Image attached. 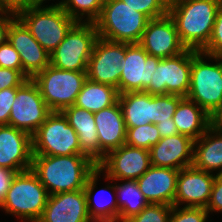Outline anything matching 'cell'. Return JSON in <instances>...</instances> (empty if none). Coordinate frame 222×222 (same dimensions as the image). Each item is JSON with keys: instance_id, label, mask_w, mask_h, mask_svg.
<instances>
[{"instance_id": "cell-11", "label": "cell", "mask_w": 222, "mask_h": 222, "mask_svg": "<svg viewBox=\"0 0 222 222\" xmlns=\"http://www.w3.org/2000/svg\"><path fill=\"white\" fill-rule=\"evenodd\" d=\"M51 112L37 85L32 79H27L20 87H16L9 125L32 136Z\"/></svg>"}, {"instance_id": "cell-47", "label": "cell", "mask_w": 222, "mask_h": 222, "mask_svg": "<svg viewBox=\"0 0 222 222\" xmlns=\"http://www.w3.org/2000/svg\"><path fill=\"white\" fill-rule=\"evenodd\" d=\"M177 1H179V0H165V2H166L168 5H171V4H173V3L177 2Z\"/></svg>"}, {"instance_id": "cell-23", "label": "cell", "mask_w": 222, "mask_h": 222, "mask_svg": "<svg viewBox=\"0 0 222 222\" xmlns=\"http://www.w3.org/2000/svg\"><path fill=\"white\" fill-rule=\"evenodd\" d=\"M61 112L77 133L81 151L98 164L99 139L94 113L75 105L66 107Z\"/></svg>"}, {"instance_id": "cell-38", "label": "cell", "mask_w": 222, "mask_h": 222, "mask_svg": "<svg viewBox=\"0 0 222 222\" xmlns=\"http://www.w3.org/2000/svg\"><path fill=\"white\" fill-rule=\"evenodd\" d=\"M16 98V87L0 91V125H9L12 104Z\"/></svg>"}, {"instance_id": "cell-5", "label": "cell", "mask_w": 222, "mask_h": 222, "mask_svg": "<svg viewBox=\"0 0 222 222\" xmlns=\"http://www.w3.org/2000/svg\"><path fill=\"white\" fill-rule=\"evenodd\" d=\"M149 18L120 0H104L94 22L98 37L114 42L139 43Z\"/></svg>"}, {"instance_id": "cell-32", "label": "cell", "mask_w": 222, "mask_h": 222, "mask_svg": "<svg viewBox=\"0 0 222 222\" xmlns=\"http://www.w3.org/2000/svg\"><path fill=\"white\" fill-rule=\"evenodd\" d=\"M182 98L174 94L152 95V124L173 121L172 117Z\"/></svg>"}, {"instance_id": "cell-8", "label": "cell", "mask_w": 222, "mask_h": 222, "mask_svg": "<svg viewBox=\"0 0 222 222\" xmlns=\"http://www.w3.org/2000/svg\"><path fill=\"white\" fill-rule=\"evenodd\" d=\"M98 32L93 22H76L50 54V65L69 71H87Z\"/></svg>"}, {"instance_id": "cell-26", "label": "cell", "mask_w": 222, "mask_h": 222, "mask_svg": "<svg viewBox=\"0 0 222 222\" xmlns=\"http://www.w3.org/2000/svg\"><path fill=\"white\" fill-rule=\"evenodd\" d=\"M192 165L197 169L216 175L222 174V133L210 127L194 141ZM218 173H217V172Z\"/></svg>"}, {"instance_id": "cell-22", "label": "cell", "mask_w": 222, "mask_h": 222, "mask_svg": "<svg viewBox=\"0 0 222 222\" xmlns=\"http://www.w3.org/2000/svg\"><path fill=\"white\" fill-rule=\"evenodd\" d=\"M99 139V162L110 151L121 147L126 140V124L120 103L94 113Z\"/></svg>"}, {"instance_id": "cell-25", "label": "cell", "mask_w": 222, "mask_h": 222, "mask_svg": "<svg viewBox=\"0 0 222 222\" xmlns=\"http://www.w3.org/2000/svg\"><path fill=\"white\" fill-rule=\"evenodd\" d=\"M179 134L199 139L210 127L211 117L196 102L183 97L172 117Z\"/></svg>"}, {"instance_id": "cell-44", "label": "cell", "mask_w": 222, "mask_h": 222, "mask_svg": "<svg viewBox=\"0 0 222 222\" xmlns=\"http://www.w3.org/2000/svg\"><path fill=\"white\" fill-rule=\"evenodd\" d=\"M0 8L3 11L17 12L22 9V0H0Z\"/></svg>"}, {"instance_id": "cell-31", "label": "cell", "mask_w": 222, "mask_h": 222, "mask_svg": "<svg viewBox=\"0 0 222 222\" xmlns=\"http://www.w3.org/2000/svg\"><path fill=\"white\" fill-rule=\"evenodd\" d=\"M161 139L157 126L148 123L144 126L127 128L125 144L149 150Z\"/></svg>"}, {"instance_id": "cell-21", "label": "cell", "mask_w": 222, "mask_h": 222, "mask_svg": "<svg viewBox=\"0 0 222 222\" xmlns=\"http://www.w3.org/2000/svg\"><path fill=\"white\" fill-rule=\"evenodd\" d=\"M178 174V169L151 165L136 181L149 203L173 206Z\"/></svg>"}, {"instance_id": "cell-36", "label": "cell", "mask_w": 222, "mask_h": 222, "mask_svg": "<svg viewBox=\"0 0 222 222\" xmlns=\"http://www.w3.org/2000/svg\"><path fill=\"white\" fill-rule=\"evenodd\" d=\"M201 51L209 55L222 57V3L217 10L209 42Z\"/></svg>"}, {"instance_id": "cell-2", "label": "cell", "mask_w": 222, "mask_h": 222, "mask_svg": "<svg viewBox=\"0 0 222 222\" xmlns=\"http://www.w3.org/2000/svg\"><path fill=\"white\" fill-rule=\"evenodd\" d=\"M222 0H179L169 5L179 39L187 49L201 51L209 42Z\"/></svg>"}, {"instance_id": "cell-4", "label": "cell", "mask_w": 222, "mask_h": 222, "mask_svg": "<svg viewBox=\"0 0 222 222\" xmlns=\"http://www.w3.org/2000/svg\"><path fill=\"white\" fill-rule=\"evenodd\" d=\"M48 197L46 188L30 169L16 173L0 208L22 222H37L42 216Z\"/></svg>"}, {"instance_id": "cell-29", "label": "cell", "mask_w": 222, "mask_h": 222, "mask_svg": "<svg viewBox=\"0 0 222 222\" xmlns=\"http://www.w3.org/2000/svg\"><path fill=\"white\" fill-rule=\"evenodd\" d=\"M123 181V183H121ZM115 184V193L119 209L118 222H125L139 214L150 203L139 189L136 180H121Z\"/></svg>"}, {"instance_id": "cell-19", "label": "cell", "mask_w": 222, "mask_h": 222, "mask_svg": "<svg viewBox=\"0 0 222 222\" xmlns=\"http://www.w3.org/2000/svg\"><path fill=\"white\" fill-rule=\"evenodd\" d=\"M37 222H93L88 213L84 189L49 195Z\"/></svg>"}, {"instance_id": "cell-6", "label": "cell", "mask_w": 222, "mask_h": 222, "mask_svg": "<svg viewBox=\"0 0 222 222\" xmlns=\"http://www.w3.org/2000/svg\"><path fill=\"white\" fill-rule=\"evenodd\" d=\"M16 17L49 54L76 23L61 6H28L17 11Z\"/></svg>"}, {"instance_id": "cell-13", "label": "cell", "mask_w": 222, "mask_h": 222, "mask_svg": "<svg viewBox=\"0 0 222 222\" xmlns=\"http://www.w3.org/2000/svg\"><path fill=\"white\" fill-rule=\"evenodd\" d=\"M126 56V43L98 37L87 65V79L117 88L119 92L120 66Z\"/></svg>"}, {"instance_id": "cell-16", "label": "cell", "mask_w": 222, "mask_h": 222, "mask_svg": "<svg viewBox=\"0 0 222 222\" xmlns=\"http://www.w3.org/2000/svg\"><path fill=\"white\" fill-rule=\"evenodd\" d=\"M8 41L19 53L23 75L27 79H32L50 65V54L17 17L10 24Z\"/></svg>"}, {"instance_id": "cell-1", "label": "cell", "mask_w": 222, "mask_h": 222, "mask_svg": "<svg viewBox=\"0 0 222 222\" xmlns=\"http://www.w3.org/2000/svg\"><path fill=\"white\" fill-rule=\"evenodd\" d=\"M97 164L87 155H32L31 170L49 195L82 190Z\"/></svg>"}, {"instance_id": "cell-9", "label": "cell", "mask_w": 222, "mask_h": 222, "mask_svg": "<svg viewBox=\"0 0 222 222\" xmlns=\"http://www.w3.org/2000/svg\"><path fill=\"white\" fill-rule=\"evenodd\" d=\"M32 154L49 156L85 155L78 135L60 111H52L32 135Z\"/></svg>"}, {"instance_id": "cell-12", "label": "cell", "mask_w": 222, "mask_h": 222, "mask_svg": "<svg viewBox=\"0 0 222 222\" xmlns=\"http://www.w3.org/2000/svg\"><path fill=\"white\" fill-rule=\"evenodd\" d=\"M151 167L149 150L123 144L107 153L97 168L109 182L137 180Z\"/></svg>"}, {"instance_id": "cell-33", "label": "cell", "mask_w": 222, "mask_h": 222, "mask_svg": "<svg viewBox=\"0 0 222 222\" xmlns=\"http://www.w3.org/2000/svg\"><path fill=\"white\" fill-rule=\"evenodd\" d=\"M171 205L150 203L139 214L125 222H169Z\"/></svg>"}, {"instance_id": "cell-17", "label": "cell", "mask_w": 222, "mask_h": 222, "mask_svg": "<svg viewBox=\"0 0 222 222\" xmlns=\"http://www.w3.org/2000/svg\"><path fill=\"white\" fill-rule=\"evenodd\" d=\"M32 136L11 125H0V167L20 173L32 167Z\"/></svg>"}, {"instance_id": "cell-34", "label": "cell", "mask_w": 222, "mask_h": 222, "mask_svg": "<svg viewBox=\"0 0 222 222\" xmlns=\"http://www.w3.org/2000/svg\"><path fill=\"white\" fill-rule=\"evenodd\" d=\"M134 10L145 14L149 19H155L168 14L169 5L165 0H120Z\"/></svg>"}, {"instance_id": "cell-20", "label": "cell", "mask_w": 222, "mask_h": 222, "mask_svg": "<svg viewBox=\"0 0 222 222\" xmlns=\"http://www.w3.org/2000/svg\"><path fill=\"white\" fill-rule=\"evenodd\" d=\"M194 141L189 136L176 134L161 138L149 149L151 165L181 170L193 163Z\"/></svg>"}, {"instance_id": "cell-37", "label": "cell", "mask_w": 222, "mask_h": 222, "mask_svg": "<svg viewBox=\"0 0 222 222\" xmlns=\"http://www.w3.org/2000/svg\"><path fill=\"white\" fill-rule=\"evenodd\" d=\"M0 67L19 70L23 74L19 53L8 40L0 45Z\"/></svg>"}, {"instance_id": "cell-43", "label": "cell", "mask_w": 222, "mask_h": 222, "mask_svg": "<svg viewBox=\"0 0 222 222\" xmlns=\"http://www.w3.org/2000/svg\"><path fill=\"white\" fill-rule=\"evenodd\" d=\"M156 126L159 130L161 138L178 134L176 125L173 121L159 122L158 124H156Z\"/></svg>"}, {"instance_id": "cell-46", "label": "cell", "mask_w": 222, "mask_h": 222, "mask_svg": "<svg viewBox=\"0 0 222 222\" xmlns=\"http://www.w3.org/2000/svg\"><path fill=\"white\" fill-rule=\"evenodd\" d=\"M43 2L46 3V0H22V8L28 6H42L44 4ZM64 2L65 0H61L59 1V3L56 4L52 3L51 6H61Z\"/></svg>"}, {"instance_id": "cell-39", "label": "cell", "mask_w": 222, "mask_h": 222, "mask_svg": "<svg viewBox=\"0 0 222 222\" xmlns=\"http://www.w3.org/2000/svg\"><path fill=\"white\" fill-rule=\"evenodd\" d=\"M27 78L19 71L0 67V91L11 87H20Z\"/></svg>"}, {"instance_id": "cell-18", "label": "cell", "mask_w": 222, "mask_h": 222, "mask_svg": "<svg viewBox=\"0 0 222 222\" xmlns=\"http://www.w3.org/2000/svg\"><path fill=\"white\" fill-rule=\"evenodd\" d=\"M216 174H212L193 165L179 170L177 191L173 206L206 208Z\"/></svg>"}, {"instance_id": "cell-10", "label": "cell", "mask_w": 222, "mask_h": 222, "mask_svg": "<svg viewBox=\"0 0 222 222\" xmlns=\"http://www.w3.org/2000/svg\"><path fill=\"white\" fill-rule=\"evenodd\" d=\"M192 49L159 61L143 92L151 95L174 94L186 97L190 89Z\"/></svg>"}, {"instance_id": "cell-24", "label": "cell", "mask_w": 222, "mask_h": 222, "mask_svg": "<svg viewBox=\"0 0 222 222\" xmlns=\"http://www.w3.org/2000/svg\"><path fill=\"white\" fill-rule=\"evenodd\" d=\"M101 173L102 172L97 168L88 177L87 182L84 187L89 216L93 222H118L119 209H118L116 195L113 194V196L115 197H110L111 201H109L110 200L109 198H108V201L105 199L103 200L101 199L102 195L100 196V194H103L105 192L111 195L110 193L111 191L108 192L107 190H112L114 193V191H116L115 184L113 183L112 185V183L110 184L108 182V185L105 188H102L99 191H97L98 192V194H96L97 196L94 194L95 188L97 187L96 186L97 181ZM94 196L95 198H93Z\"/></svg>"}, {"instance_id": "cell-45", "label": "cell", "mask_w": 222, "mask_h": 222, "mask_svg": "<svg viewBox=\"0 0 222 222\" xmlns=\"http://www.w3.org/2000/svg\"><path fill=\"white\" fill-rule=\"evenodd\" d=\"M211 117V127L222 133V105L210 115Z\"/></svg>"}, {"instance_id": "cell-42", "label": "cell", "mask_w": 222, "mask_h": 222, "mask_svg": "<svg viewBox=\"0 0 222 222\" xmlns=\"http://www.w3.org/2000/svg\"><path fill=\"white\" fill-rule=\"evenodd\" d=\"M15 175V171L0 167V205L3 202L7 191L9 190L11 181Z\"/></svg>"}, {"instance_id": "cell-40", "label": "cell", "mask_w": 222, "mask_h": 222, "mask_svg": "<svg viewBox=\"0 0 222 222\" xmlns=\"http://www.w3.org/2000/svg\"><path fill=\"white\" fill-rule=\"evenodd\" d=\"M209 214L222 212V174L216 175L208 204L205 208Z\"/></svg>"}, {"instance_id": "cell-3", "label": "cell", "mask_w": 222, "mask_h": 222, "mask_svg": "<svg viewBox=\"0 0 222 222\" xmlns=\"http://www.w3.org/2000/svg\"><path fill=\"white\" fill-rule=\"evenodd\" d=\"M186 97L196 102L209 115L222 105L221 56L192 49L190 89Z\"/></svg>"}, {"instance_id": "cell-14", "label": "cell", "mask_w": 222, "mask_h": 222, "mask_svg": "<svg viewBox=\"0 0 222 222\" xmlns=\"http://www.w3.org/2000/svg\"><path fill=\"white\" fill-rule=\"evenodd\" d=\"M160 60L149 55L139 43H126V56L120 66L119 94L144 91Z\"/></svg>"}, {"instance_id": "cell-15", "label": "cell", "mask_w": 222, "mask_h": 222, "mask_svg": "<svg viewBox=\"0 0 222 222\" xmlns=\"http://www.w3.org/2000/svg\"><path fill=\"white\" fill-rule=\"evenodd\" d=\"M139 44L149 55L161 59L177 56L187 49L181 43L176 24L169 14L150 19Z\"/></svg>"}, {"instance_id": "cell-41", "label": "cell", "mask_w": 222, "mask_h": 222, "mask_svg": "<svg viewBox=\"0 0 222 222\" xmlns=\"http://www.w3.org/2000/svg\"><path fill=\"white\" fill-rule=\"evenodd\" d=\"M16 18V13L12 11L0 12V45L8 40V30L11 22Z\"/></svg>"}, {"instance_id": "cell-30", "label": "cell", "mask_w": 222, "mask_h": 222, "mask_svg": "<svg viewBox=\"0 0 222 222\" xmlns=\"http://www.w3.org/2000/svg\"><path fill=\"white\" fill-rule=\"evenodd\" d=\"M103 2L104 0H65L61 8L76 22L94 23L101 14Z\"/></svg>"}, {"instance_id": "cell-27", "label": "cell", "mask_w": 222, "mask_h": 222, "mask_svg": "<svg viewBox=\"0 0 222 222\" xmlns=\"http://www.w3.org/2000/svg\"><path fill=\"white\" fill-rule=\"evenodd\" d=\"M126 128L152 123V95L143 91L119 94Z\"/></svg>"}, {"instance_id": "cell-35", "label": "cell", "mask_w": 222, "mask_h": 222, "mask_svg": "<svg viewBox=\"0 0 222 222\" xmlns=\"http://www.w3.org/2000/svg\"><path fill=\"white\" fill-rule=\"evenodd\" d=\"M209 212L202 207L173 206L169 222H206Z\"/></svg>"}, {"instance_id": "cell-28", "label": "cell", "mask_w": 222, "mask_h": 222, "mask_svg": "<svg viewBox=\"0 0 222 222\" xmlns=\"http://www.w3.org/2000/svg\"><path fill=\"white\" fill-rule=\"evenodd\" d=\"M118 97L119 92L117 88L87 79L82 90L77 95L74 105L95 113L114 105L118 101Z\"/></svg>"}, {"instance_id": "cell-7", "label": "cell", "mask_w": 222, "mask_h": 222, "mask_svg": "<svg viewBox=\"0 0 222 222\" xmlns=\"http://www.w3.org/2000/svg\"><path fill=\"white\" fill-rule=\"evenodd\" d=\"M51 111H62L75 104L87 80L86 71H69L49 65L32 78Z\"/></svg>"}]
</instances>
